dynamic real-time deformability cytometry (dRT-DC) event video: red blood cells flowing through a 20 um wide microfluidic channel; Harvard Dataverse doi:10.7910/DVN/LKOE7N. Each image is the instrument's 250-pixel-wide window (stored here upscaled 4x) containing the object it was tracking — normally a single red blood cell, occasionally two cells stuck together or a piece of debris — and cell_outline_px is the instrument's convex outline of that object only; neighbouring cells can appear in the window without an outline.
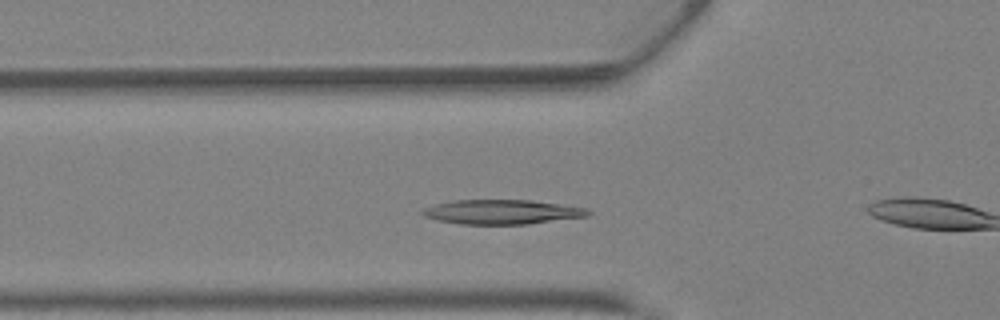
{"species": "Egyptian fruit bat (a non-hibernating species)", "species_latin": "Rousettus aegyptiacus", "temperature_condition": "warm", "stored_images_in_passage": 33, "camera_frame_rate_fps": 3000, "um_per_image_px": 0.085, "animal": {"sex": "female"}, "frame": {"image": 1, "passage_image": 11, "time_ms": 3.333, "image_size_px": [1000, 320], "cell_outline_px": [[592, 212], [588, 216], [528, 224], [460, 224], [440, 220], [424, 216], [420, 212], [424, 208], [436, 204], [452, 200], [532, 200], [588, 208]], "centroid_in_image_um": [42.7, 18.01], "position_along_channel_um": 83.1, "area_um2": 23.58}}
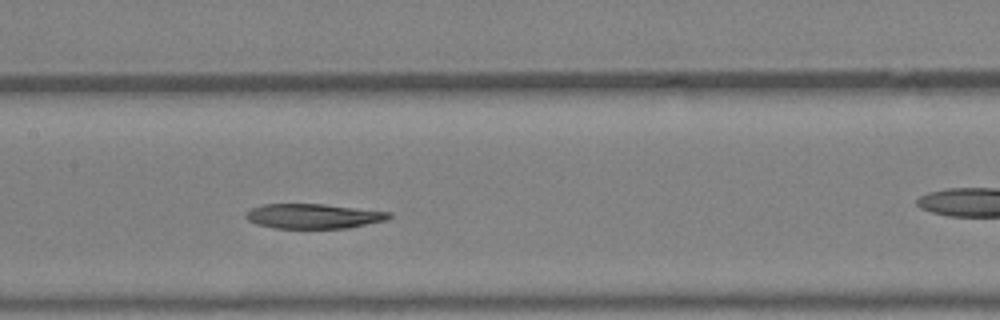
{"frame": {"image": 2, "passage_image": 17, "time_ms": 5.333, "image_size_px": [1000, 320], "cell_outline_px": [[392, 216], [388, 220], [348, 228], [276, 228], [256, 224], [248, 220], [244, 216], [252, 208], [264, 204], [324, 204], [392, 212]], "centroid_in_image_um": [26.69, 18.37], "position_along_channel_um": 180.7, "area_um2": 20.69}}
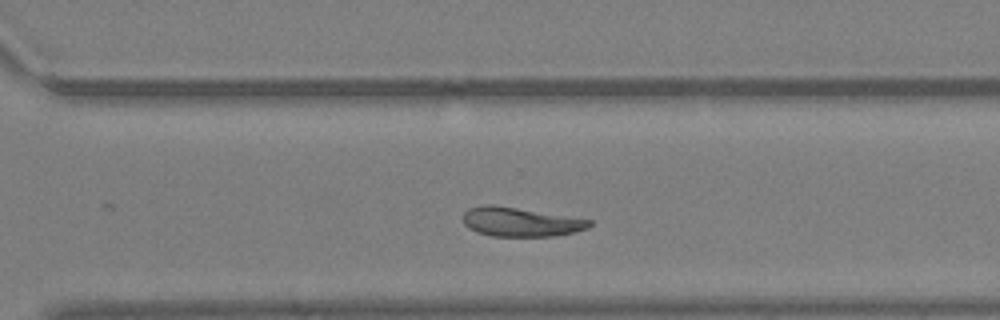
{"frame": {"image": 3, "passage_image": 26, "time_ms": 8.333, "image_size_px": [1000, 320], "cell_outline_px": [[592, 224], [588, 228], [556, 236], [492, 236], [476, 232], [468, 228], [464, 224], [464, 212], [468, 208], [480, 204], [492, 204], [592, 220]], "centroid_in_image_um": [44.2, 18.86], "position_along_channel_um": 326.4, "area_um2": 21.39}, "authors_computed_cell_mechanics": {"area_um2": 22.9466, "velocity_mm_per_s": 4.8585, "shape_relaxation_time_tau1_ms": 4.9058, "shape_relaxation_time_tau2_ms": 7.5724, "deformation_change_tau1": 0.1588, "deformation_change_tau2": 0.1673}}